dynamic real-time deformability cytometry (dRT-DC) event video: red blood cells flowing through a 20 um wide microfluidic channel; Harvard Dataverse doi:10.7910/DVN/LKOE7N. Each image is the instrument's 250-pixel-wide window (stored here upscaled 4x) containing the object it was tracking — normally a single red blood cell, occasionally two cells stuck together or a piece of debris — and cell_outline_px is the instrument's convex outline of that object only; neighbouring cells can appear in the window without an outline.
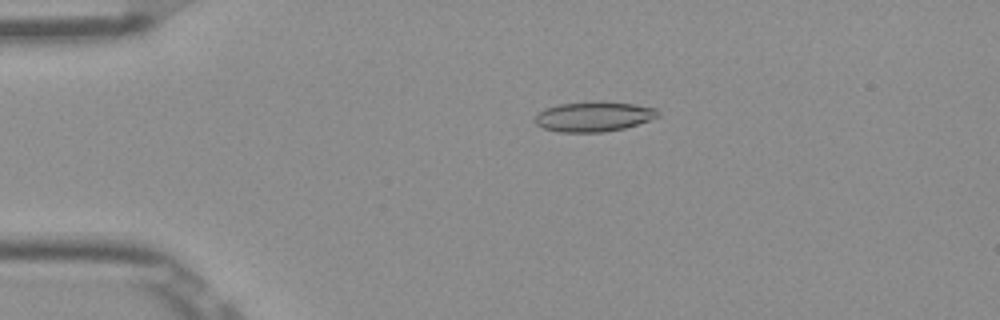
{"species": "Egyptian fruit bat (a non-hibernating species)", "species_latin": "Rousettus aegyptiacus", "temperature_condition": "room temperature", "stored_images_in_passage": 52, "camera_frame_rate_fps": 3000, "um_per_image_px": 0.085, "frame": {"image": 1, "passage_image": 11, "time_ms": 3.333, "image_size_px": [1000, 320], "cell_outline_px": [[660, 116], [624, 128], [604, 132], [560, 132], [544, 128], [536, 124], [536, 116], [544, 108], [560, 104], [596, 100], [636, 104], [656, 108], [660, 112]], "centroid_in_image_um": [50.49, 9.89], "position_along_channel_um": 34.5, "area_um2": 21.56}}
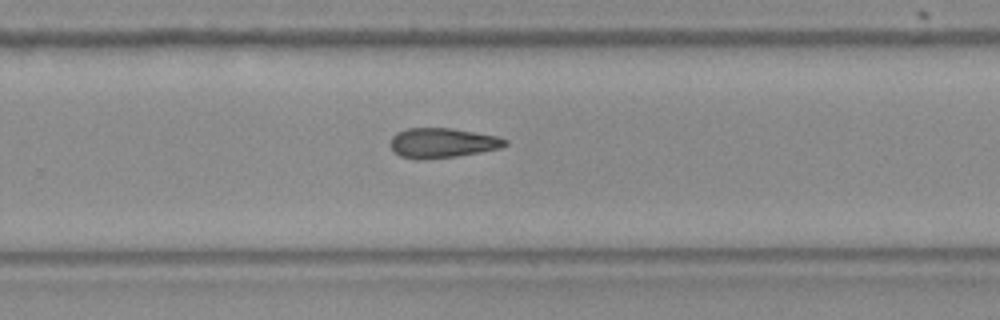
{"frame": {"image": 2, "passage_image": 34, "time_ms": 11.0, "image_size_px": [1000, 320], "cell_outline_px": [[508, 144], [500, 148], [480, 152], [456, 156], [420, 160], [416, 160], [400, 156], [388, 144], [392, 136], [396, 132], [408, 128], [452, 128], [496, 136], [508, 140]], "centroid_in_image_um": [37.57, 12.15], "position_along_channel_um": 292.2, "area_um2": 20.0}}
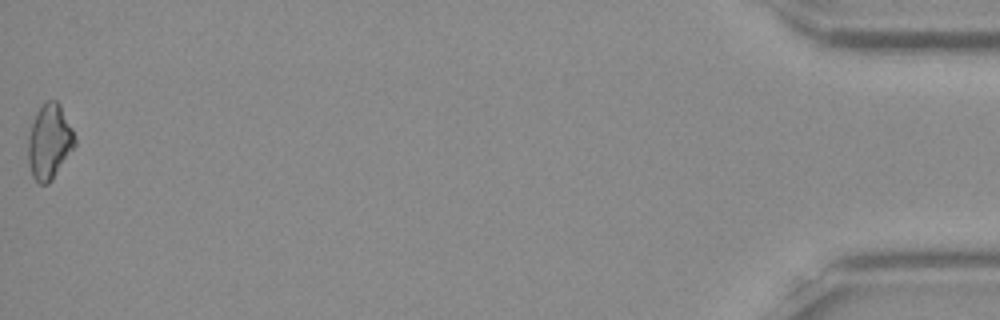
{"frame": {"image": 3, "passage_image": 52, "time_ms": 17.0, "image_size_px": [1000, 320], "cell_outline_px": [[76, 144], [52, 180], [48, 184], [40, 184], [32, 176], [28, 164], [28, 136], [36, 112], [44, 100], [56, 100], [60, 104], [72, 128], [76, 140]], "centroid_in_image_um": [4.19, 12.03], "position_along_channel_um": 431.0, "area_um2": 20.46}}